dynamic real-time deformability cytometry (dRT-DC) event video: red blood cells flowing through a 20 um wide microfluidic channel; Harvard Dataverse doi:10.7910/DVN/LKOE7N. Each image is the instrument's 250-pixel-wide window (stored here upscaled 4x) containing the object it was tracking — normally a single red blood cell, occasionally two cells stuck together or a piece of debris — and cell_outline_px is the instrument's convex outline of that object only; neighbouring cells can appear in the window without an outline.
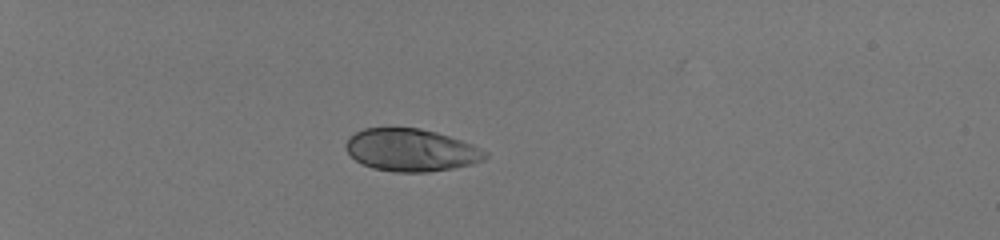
{"species": "human", "species_latin": "Homo sapiens", "temperature_condition": "room temperature", "stored_images_in_passage": 37, "camera_frame_rate_fps": 3000, "um_per_image_px": 0.085, "donor": {"sex": "male"}, "frame": {"image": 1, "passage_image": 1, "time_ms": 0.0, "image_size_px": [1000, 240], "cell_outline_px": [[488, 156], [484, 160], [472, 164], [452, 168], [428, 172], [392, 172], [372, 168], [356, 160], [348, 152], [344, 144], [348, 136], [364, 128], [420, 128], [436, 132], [472, 144], [488, 152]], "centroid_in_image_um": [34.94, 12.76], "position_along_channel_um": 50.1, "area_um2": 34.51}}
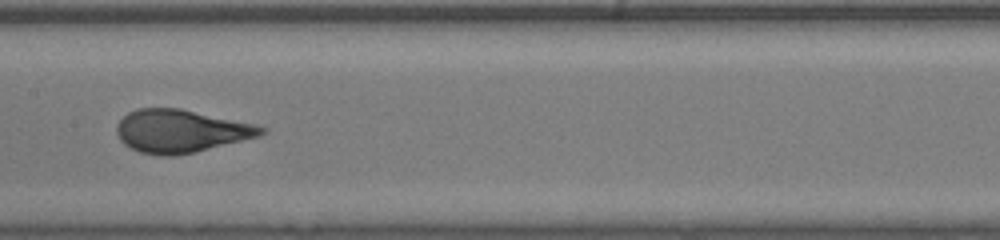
{"frame": {"image": 2, "passage_image": 16, "time_ms": 5.0, "image_size_px": [1000, 240], "cell_outline_px": [[268, 132], [260, 136], [192, 152], [172, 156], [160, 156], [140, 152], [124, 144], [120, 140], [116, 132], [116, 124], [128, 112], [136, 108], [180, 108], [256, 124], [268, 128]], "centroid_in_image_um": [15.37, 11.13], "position_along_channel_um": 192.0, "area_um2": 36.13}}
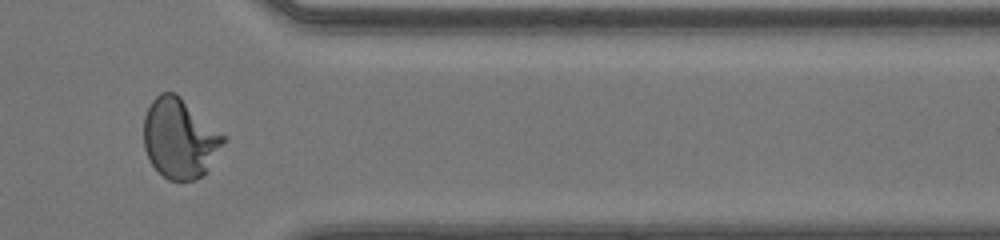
{"frame": {"image": 3, "passage_image": 31, "time_ms": 10.0, "image_size_px": [1000, 240], "cell_outline_px": [[228, 136], [208, 172], [196, 180], [168, 180], [152, 164], [144, 148], [144, 116], [152, 100], [160, 92], [176, 92]], "centroid_in_image_um": [15.32, 11.75], "position_along_channel_um": 396.1, "area_um2": 37.57}, "authors_computed_cell_mechanics": {"area_um2": 35.6626, "velocity_mm_per_s": 4.1414, "shape_relaxation_time_tau1_ms": 6.9409, "shape_relaxation_time_tau2_ms": null, "deformation_change_tau1": 0.3189, "deformation_change_tau2": null}}